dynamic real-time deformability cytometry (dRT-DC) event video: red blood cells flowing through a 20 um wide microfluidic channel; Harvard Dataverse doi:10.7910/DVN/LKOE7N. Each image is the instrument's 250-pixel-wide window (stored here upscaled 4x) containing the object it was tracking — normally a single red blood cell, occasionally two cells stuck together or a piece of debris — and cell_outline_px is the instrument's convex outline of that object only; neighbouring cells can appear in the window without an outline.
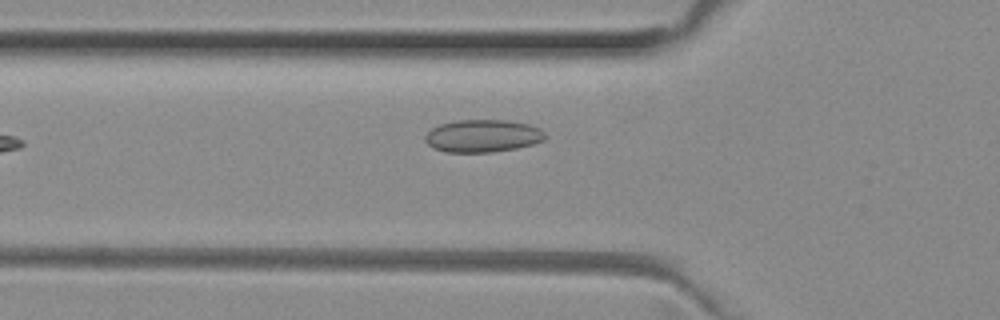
{"species": "common noctule bat (a hibernating species)", "species_latin": "Nyctalus noctula", "temperature_condition": "room temperature", "stored_images_in_passage": 34, "camera_frame_rate_fps": 3000, "um_per_image_px": 0.085, "animal": {"sex": "female", "body_mass_g": 29.2, "forearm_length_mm": 56.3}, "frame": {"image": 1, "passage_image": 3, "time_ms": 0.667, "image_size_px": [1000, 320], "cell_outline_px": [[544, 140], [532, 144], [516, 148], [492, 152], [444, 152], [432, 148], [424, 140], [424, 136], [432, 128], [440, 124], [456, 120], [508, 120], [528, 124], [540, 128], [544, 132]], "centroid_in_image_um": [41.0, 11.55], "position_along_channel_um": 84.8, "area_um2": 22.83}}
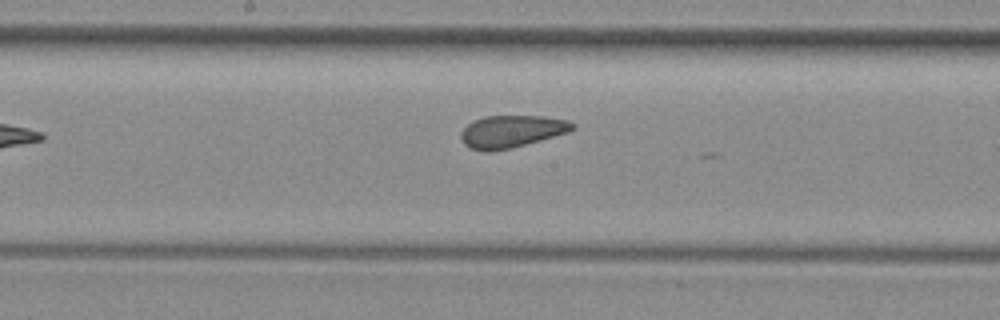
{"frame": {"image": 2, "passage_image": 12, "time_ms": 3.667, "image_size_px": [1000, 320], "cell_outline_px": [[576, 124], [568, 132], [512, 148], [492, 152], [484, 152], [472, 148], [464, 144], [460, 136], [460, 132], [468, 124], [484, 116], [540, 116], [568, 120]], "centroid_in_image_um": [43.45, 11.18], "position_along_channel_um": 204.7, "area_um2": 20.87}}
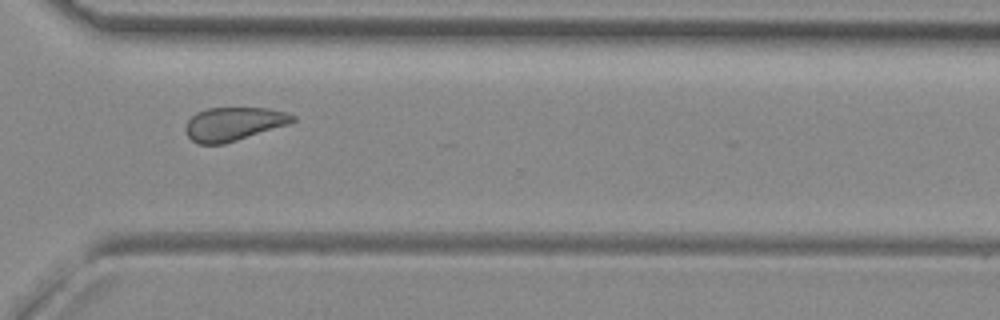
{"frame": {"image": 3, "passage_image": 23, "time_ms": 7.333, "image_size_px": [1000, 320], "cell_outline_px": [[296, 120], [288, 124], [224, 144], [196, 144], [184, 132], [184, 128], [188, 120], [196, 112], [208, 108], [268, 108], [288, 112], [296, 116]], "centroid_in_image_um": [19.84, 10.53], "position_along_channel_um": 350.8, "area_um2": 20.98}, "authors_computed_cell_mechanics": {"area_um2": 21.3282, "velocity_mm_per_s": 3.9777, "shape_relaxation_time_tau1_ms": null, "shape_relaxation_time_tau2_ms": 1.3025, "deformation_change_tau1": null, "deformation_change_tau2": 0.0878}}